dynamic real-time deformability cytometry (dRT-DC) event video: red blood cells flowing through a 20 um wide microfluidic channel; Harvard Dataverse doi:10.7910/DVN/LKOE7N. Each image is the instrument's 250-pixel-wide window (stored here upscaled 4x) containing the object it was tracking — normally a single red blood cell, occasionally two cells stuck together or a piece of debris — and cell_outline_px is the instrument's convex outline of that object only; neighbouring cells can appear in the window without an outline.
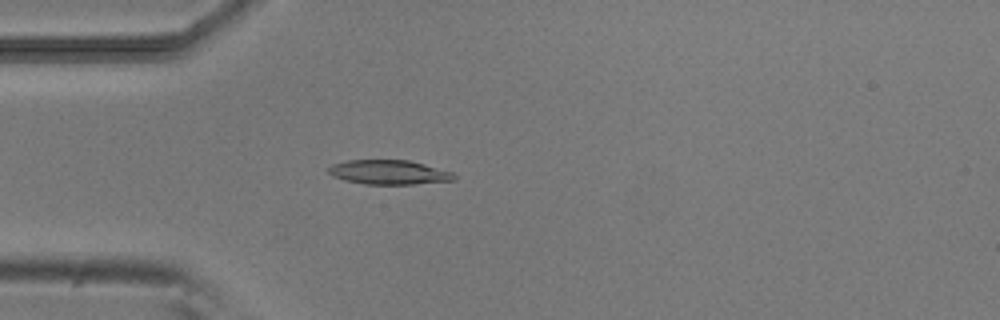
{"species": "common noctule bat (a hibernating species)", "species_latin": "Nyctalus noctula", "temperature_condition": "room temperature", "stored_images_in_passage": 6, "camera_frame_rate_fps": 3000, "um_per_image_px": 0.085, "animal": {"sex": "male", "body_mass_g": 20.5, "forearm_length_mm": 52.5}, "frame": {"image": 1, "passage_image": 1, "time_ms": 0.0, "image_size_px": [1000, 320], "cell_outline_px": [[456, 180], [416, 184], [364, 184], [344, 180], [332, 176], [328, 172], [328, 168], [332, 164], [348, 160], [408, 160], [424, 164], [452, 172], [456, 176]], "centroid_in_image_um": [33.05, 14.64], "position_along_channel_um": 52.0, "area_um2": 17.86}}
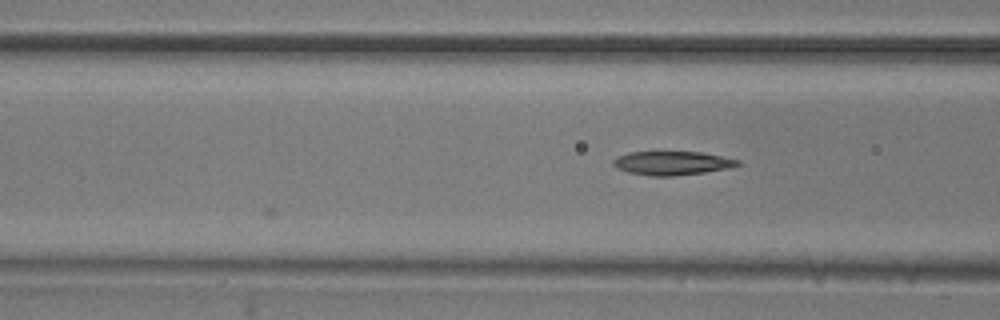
{"frame": {"image": 2, "passage_image": 6, "time_ms": 1.667, "image_size_px": [1000, 320], "cell_outline_px": [[740, 164], [732, 168], [704, 172], [672, 176], [648, 176], [628, 172], [616, 168], [612, 164], [612, 160], [616, 156], [628, 152], [700, 152], [740, 160]], "centroid_in_image_um": [57.09, 13.87], "position_along_channel_um": 109.5, "area_um2": 17.34}}